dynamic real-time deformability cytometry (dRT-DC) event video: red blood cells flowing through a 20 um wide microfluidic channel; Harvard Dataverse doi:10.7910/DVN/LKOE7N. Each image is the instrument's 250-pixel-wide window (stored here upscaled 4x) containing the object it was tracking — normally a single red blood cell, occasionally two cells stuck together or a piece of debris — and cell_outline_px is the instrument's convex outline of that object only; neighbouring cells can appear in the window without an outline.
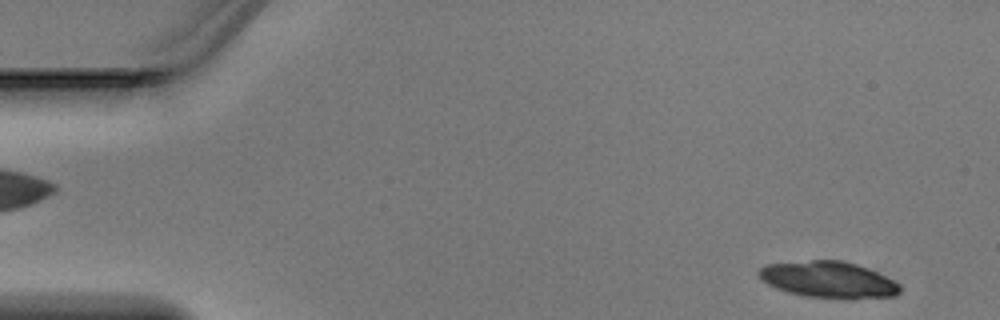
{"species": "Egyptian fruit bat (a non-hibernating species)", "species_latin": "Rousettus aegyptiacus", "temperature_condition": "warm", "stored_images_in_passage": 4, "segment_of_instrument_passage": [1, 2], "camera_frame_rate_fps": 3000, "um_per_image_px": 0.085, "animal": {"sex": "male"}, "frame": {"image": 1, "passage_image": 1, "time_ms": 0.0, "image_size_px": [1000, 320], "cell_outline_px": [[900, 292], [892, 296], [848, 300], [804, 296], [788, 292], [776, 288], [768, 284], [756, 272], [764, 264], [812, 260], [844, 260], [868, 268], [900, 284]], "centroid_in_image_um": [70.41, 23.78], "position_along_channel_um": 14.6, "area_um2": 30.17}}